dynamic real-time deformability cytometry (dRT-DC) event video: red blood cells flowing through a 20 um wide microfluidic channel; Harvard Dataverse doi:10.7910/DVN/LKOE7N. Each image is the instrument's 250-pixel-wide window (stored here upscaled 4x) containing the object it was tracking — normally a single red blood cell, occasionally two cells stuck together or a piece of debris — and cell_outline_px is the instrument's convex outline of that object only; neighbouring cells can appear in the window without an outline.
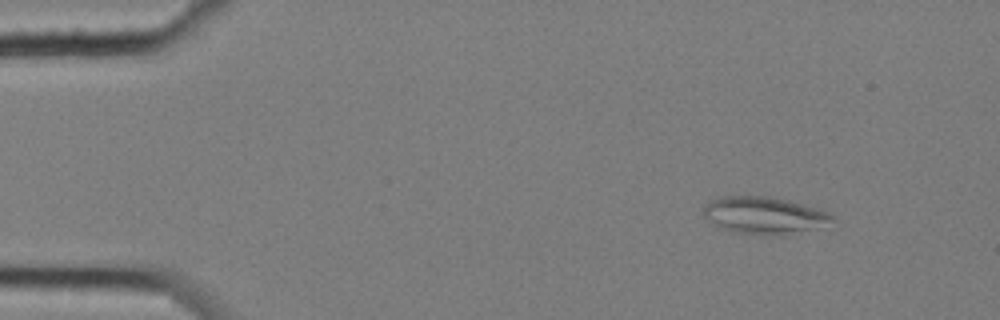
{"species": "common noctule bat (a hibernating species)", "species_latin": "Nyctalus noctula", "temperature_condition": "cold", "stored_images_in_passage": 4, "camera_frame_rate_fps": 3000, "um_per_image_px": 0.085, "animal": {"sex": "female", "body_mass_g": 25.1}, "frame": {"image": 1, "passage_image": 1, "time_ms": 0.0, "image_size_px": [1000, 320], "cell_outline_px": [[836, 220], [784, 236], [764, 236], [732, 232], [712, 224], [704, 216], [704, 204], [712, 200], [724, 196], [768, 196], [788, 200], [828, 212], [836, 216]], "centroid_in_image_um": [64.91, 18.32], "position_along_channel_um": 20.1, "area_um2": 27.86}}